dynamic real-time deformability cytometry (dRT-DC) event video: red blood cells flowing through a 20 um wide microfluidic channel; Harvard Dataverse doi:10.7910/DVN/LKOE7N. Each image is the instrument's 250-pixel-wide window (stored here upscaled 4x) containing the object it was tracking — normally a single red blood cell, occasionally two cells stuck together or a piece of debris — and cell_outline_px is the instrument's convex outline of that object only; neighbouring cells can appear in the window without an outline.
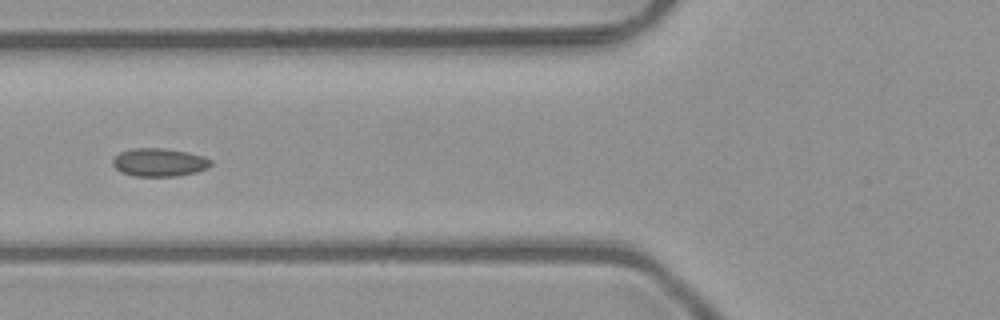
{"species": "common noctule bat (a hibernating species)", "species_latin": "Nyctalus noctula", "temperature_condition": "room temperature", "stored_images_in_passage": 5, "camera_frame_rate_fps": 3000, "um_per_image_px": 0.085, "animal": {"sex": "male", "body_mass_g": 23.1, "forearm_length_mm": 52.7}, "frame": {"image": 1, "passage_image": 5, "time_ms": 1.333, "image_size_px": [1000, 320], "cell_outline_px": [[212, 164], [208, 168], [196, 172], [176, 176], [136, 176], [120, 172], [112, 164], [112, 160], [120, 152], [132, 148], [164, 148], [188, 152], [204, 156], [212, 160]], "centroid_in_image_um": [13.55, 13.79], "position_along_channel_um": 112.3, "area_um2": 16.18}}